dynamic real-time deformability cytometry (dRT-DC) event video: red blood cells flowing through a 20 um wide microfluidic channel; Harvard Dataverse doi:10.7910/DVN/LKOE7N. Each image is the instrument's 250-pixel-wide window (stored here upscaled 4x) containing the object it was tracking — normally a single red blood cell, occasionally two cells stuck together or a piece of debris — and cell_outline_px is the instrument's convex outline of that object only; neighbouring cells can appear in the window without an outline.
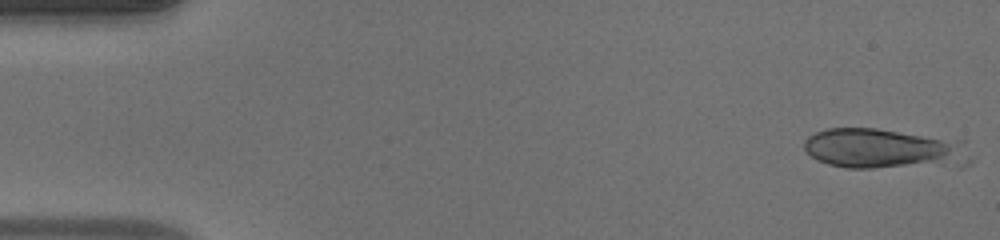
{"species": "human", "species_latin": "Homo sapiens", "temperature_condition": "warm", "stored_images_in_passage": 11, "camera_frame_rate_fps": 3000, "um_per_image_px": 0.085, "donor": {"sex": "male"}, "frame": {"image": 1, "passage_image": 1, "time_ms": 0.0, "image_size_px": [1000, 240], "cell_outline_px": [[964, 140], [944, 156], [932, 160], [904, 164], [872, 168], [848, 168], [828, 164], [816, 160], [804, 148], [804, 140], [808, 136], [816, 132], [828, 128], [876, 128]], "centroid_in_image_um": [74.4, 12.52], "position_along_channel_um": 10.6, "area_um2": 34.16}}